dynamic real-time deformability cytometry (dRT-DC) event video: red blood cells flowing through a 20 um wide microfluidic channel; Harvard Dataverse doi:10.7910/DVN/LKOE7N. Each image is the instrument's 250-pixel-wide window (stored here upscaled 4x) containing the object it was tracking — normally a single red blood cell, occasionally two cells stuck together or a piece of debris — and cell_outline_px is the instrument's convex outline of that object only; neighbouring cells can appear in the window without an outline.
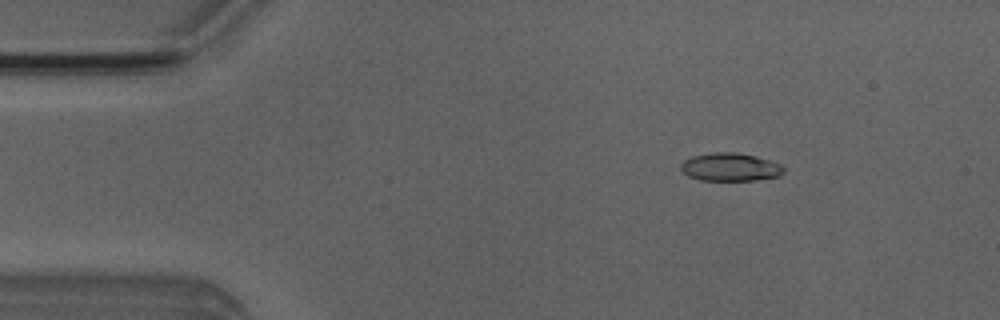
{"species": "Egyptian fruit bat (a non-hibernating species)", "species_latin": "Rousettus aegyptiacus", "temperature_condition": "room temperature", "stored_images_in_passage": 52, "camera_frame_rate_fps": 3000, "um_per_image_px": 0.085, "animal": {"sex": "male"}, "frame": {"image": 1, "passage_image": 7, "time_ms": 2.0, "image_size_px": [1000, 320], "cell_outline_px": [[784, 172], [780, 176], [756, 180], [700, 180], [688, 176], [680, 168], [680, 164], [684, 160], [692, 156], [712, 152], [736, 152], [756, 156], [780, 164], [784, 168]], "centroid_in_image_um": [62.06, 14.2], "position_along_channel_um": 22.9, "area_um2": 16.88}}
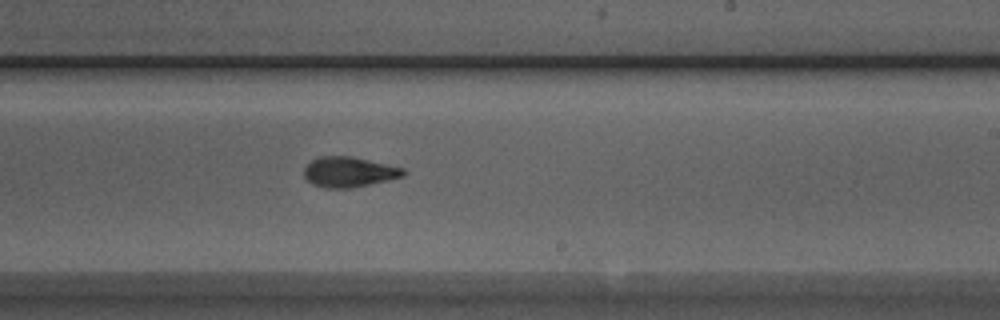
{"frame": {"image": 2, "passage_image": 30, "time_ms": 9.667, "image_size_px": [1000, 320], "cell_outline_px": [[408, 172], [404, 176], [388, 180], [352, 188], [324, 188], [312, 184], [304, 176], [304, 168], [312, 160], [320, 156], [352, 156], [404, 168]], "centroid_in_image_um": [29.68, 14.62], "position_along_channel_um": 259.3, "area_um2": 17.57}}
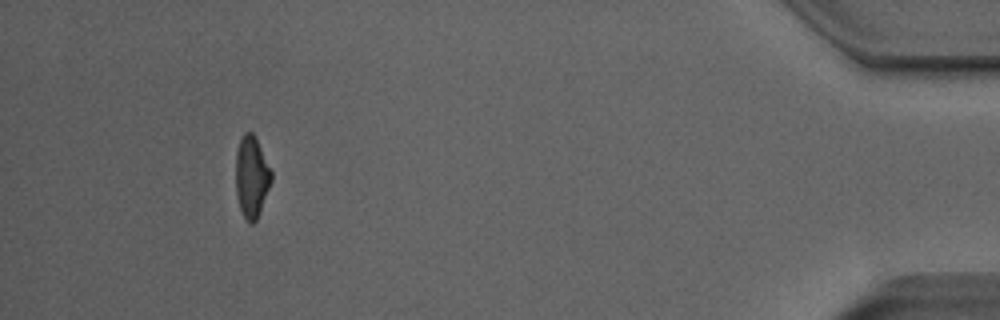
{"frame": {"image": 3, "passage_image": 47, "time_ms": 15.333, "image_size_px": [1000, 320], "cell_outline_px": [[272, 180], [260, 212], [256, 220], [252, 224], [244, 220], [240, 208], [236, 192], [236, 152], [240, 140], [244, 132], [252, 132], [272, 172]], "centroid_in_image_um": [21.38, 15.07], "position_along_channel_um": 413.8, "area_um2": 16.7}, "authors_computed_cell_mechanics": {"area_um2": 17.3978, "velocity_mm_per_s": 3.9875, "shape_relaxation_time_tau1_ms": 4.0028, "shape_relaxation_time_tau2_ms": 3.0772, "deformation_change_tau1": 0.1699, "deformation_change_tau2": 0.1045}}